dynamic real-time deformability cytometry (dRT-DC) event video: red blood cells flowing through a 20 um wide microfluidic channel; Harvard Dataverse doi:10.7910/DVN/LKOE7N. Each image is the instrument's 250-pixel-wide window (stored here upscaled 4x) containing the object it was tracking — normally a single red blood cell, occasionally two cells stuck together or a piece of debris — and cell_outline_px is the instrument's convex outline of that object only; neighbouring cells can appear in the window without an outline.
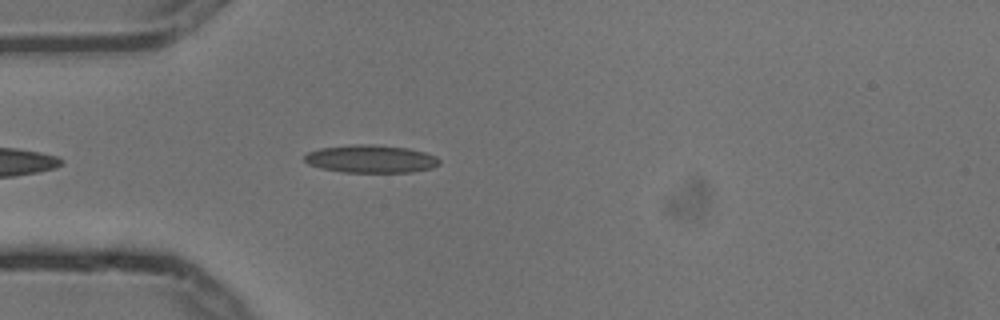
{"species": "common noctule bat (a hibernating species)", "species_latin": "Nyctalus noctula", "temperature_condition": "cold", "stored_images_in_passage": 5, "camera_frame_rate_fps": 3000, "um_per_image_px": 0.085, "animal": {"sex": "male", "body_mass_g": 13.3}, "frame": {"image": 1, "passage_image": 5, "time_ms": 1.333, "image_size_px": [1000, 320], "cell_outline_px": [[440, 164], [432, 168], [412, 172], [340, 172], [320, 168], [308, 164], [304, 160], [304, 156], [308, 152], [320, 148], [352, 144], [372, 144], [408, 148], [424, 152], [436, 156], [440, 160]], "centroid_in_image_um": [31.51, 13.51], "position_along_channel_um": 53.5, "area_um2": 22.02}}